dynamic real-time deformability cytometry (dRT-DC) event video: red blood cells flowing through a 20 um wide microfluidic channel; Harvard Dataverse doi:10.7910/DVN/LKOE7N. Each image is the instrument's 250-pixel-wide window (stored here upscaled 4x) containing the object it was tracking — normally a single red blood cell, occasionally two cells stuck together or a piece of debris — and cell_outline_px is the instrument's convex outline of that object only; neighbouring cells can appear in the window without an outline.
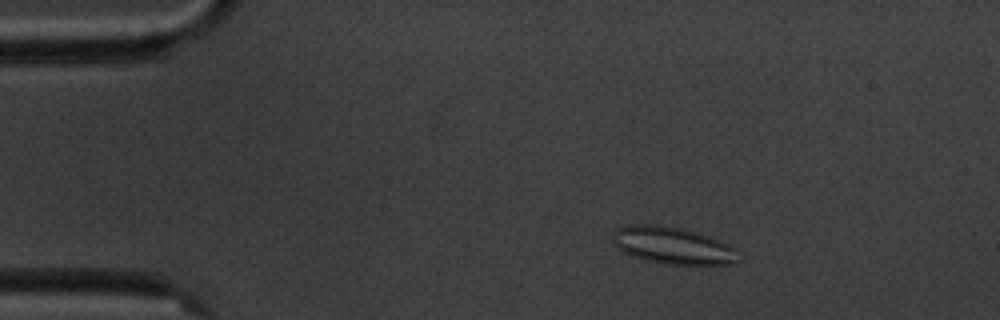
{"species": "common noctule bat (a hibernating species)", "species_latin": "Nyctalus noctula", "temperature_condition": "cold", "stored_images_in_passage": 5, "camera_frame_rate_fps": 3000, "um_per_image_px": 0.085, "animal": {"sex": "male", "body_mass_g": 20.1, "forearm_length_mm": 53.5}, "frame": {"image": 1, "passage_image": 3, "time_ms": 3.0, "image_size_px": [1000, 320], "cell_outline_px": [[744, 260], [736, 264], [664, 264], [632, 256], [624, 252], [612, 240], [612, 232], [616, 228], [628, 224], [656, 224], [680, 228], [696, 232], [720, 240], [736, 248], [744, 256]], "centroid_in_image_um": [57.27, 20.87], "position_along_channel_um": 27.7, "area_um2": 27.57}}